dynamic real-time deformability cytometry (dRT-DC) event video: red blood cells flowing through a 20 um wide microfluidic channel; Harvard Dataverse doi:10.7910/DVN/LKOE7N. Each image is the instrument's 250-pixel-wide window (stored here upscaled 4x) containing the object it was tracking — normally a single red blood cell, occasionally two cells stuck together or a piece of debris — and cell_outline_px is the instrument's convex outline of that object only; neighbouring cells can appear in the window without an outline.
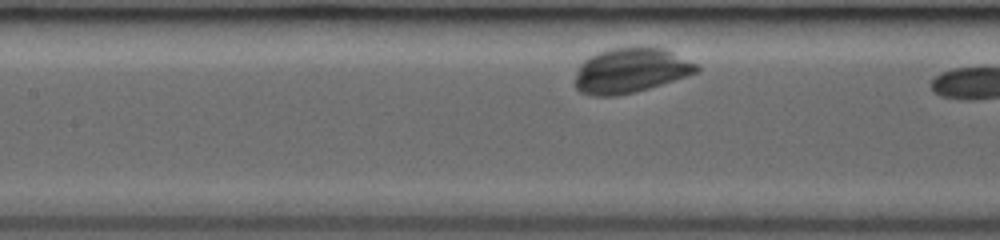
{"species": "common noctule bat (a hibernating species)", "species_latin": "Nyctalus noctula", "temperature_condition": "room temperature", "stored_images_in_passage": 5, "segment_of_instrument_passage": [2, 2], "camera_frame_rate_fps": 3000, "um_per_image_px": 0.085, "animal": {"sex": "female", "body_mass_g": 19.0, "forearm_length_mm": 53.3}, "frame": {"image": 1, "passage_image": 5, "time_ms": 3.667, "image_size_px": [1000, 240], "cell_outline_px": [[700, 72], [648, 88], [616, 96], [592, 96], [580, 92], [576, 88], [576, 72], [580, 64], [588, 56], [596, 52], [608, 48], [636, 44], [664, 48], [700, 64]], "centroid_in_image_um": [53.62, 5.94], "position_along_channel_um": 153.8, "area_um2": 32.66}}